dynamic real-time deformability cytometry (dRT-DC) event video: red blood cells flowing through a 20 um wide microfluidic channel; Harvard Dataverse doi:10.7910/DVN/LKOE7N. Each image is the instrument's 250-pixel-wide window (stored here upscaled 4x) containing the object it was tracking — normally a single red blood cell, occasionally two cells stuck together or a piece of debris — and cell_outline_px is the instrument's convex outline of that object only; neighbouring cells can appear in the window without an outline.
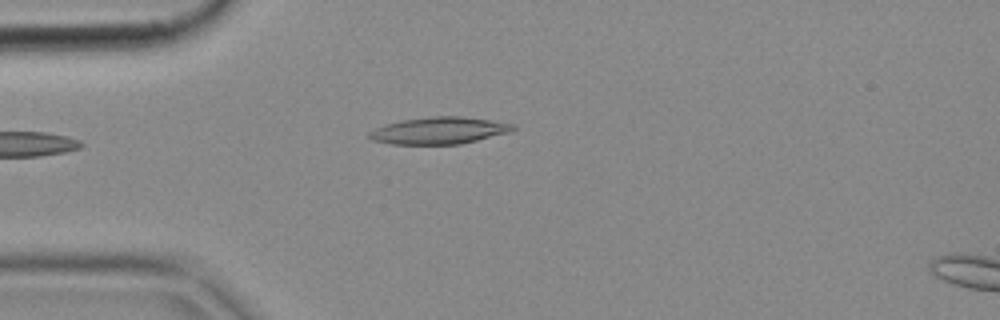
{"species": "common noctule bat (a hibernating species)", "species_latin": "Nyctalus noctula", "temperature_condition": "cold", "stored_images_in_passage": 2, "camera_frame_rate_fps": 3000, "um_per_image_px": 0.085, "animal": {"sex": "female", "body_mass_g": 18.4}, "frame": {"image": 1, "passage_image": 1, "time_ms": 0.0, "image_size_px": [1000, 320], "cell_outline_px": [[516, 128], [512, 132], [460, 144], [388, 144], [372, 140], [368, 136], [368, 132], [376, 128], [388, 124], [404, 120], [432, 116], [460, 116], [488, 120], [512, 124]], "centroid_in_image_um": [37.32, 11.11], "position_along_channel_um": 47.7, "area_um2": 22.37}}